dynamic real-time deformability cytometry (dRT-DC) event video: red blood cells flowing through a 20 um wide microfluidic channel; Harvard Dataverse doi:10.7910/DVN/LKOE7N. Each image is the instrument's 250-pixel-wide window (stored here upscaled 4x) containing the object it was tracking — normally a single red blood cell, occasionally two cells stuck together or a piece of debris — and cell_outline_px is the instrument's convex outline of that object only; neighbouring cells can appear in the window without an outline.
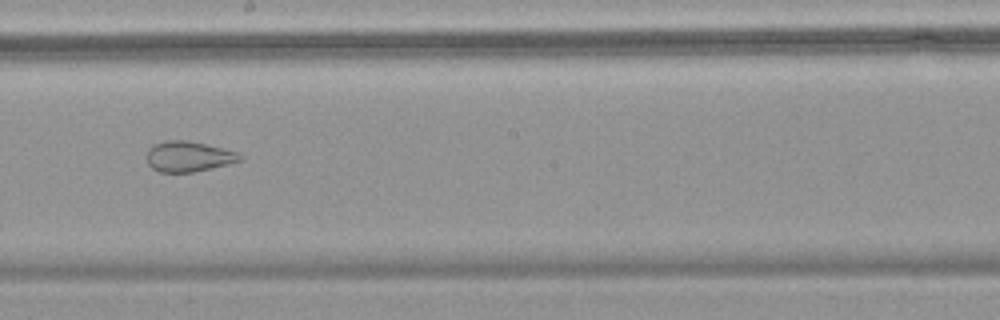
{"species": "common noctule bat (a hibernating species)", "species_latin": "Nyctalus noctula", "temperature_condition": "warm", "stored_images_in_passage": 69, "camera_frame_rate_fps": 3000, "um_per_image_px": 0.085, "animal": {"sex": "female", "body_mass_g": 18.4}, "frame": {"image": 1, "passage_image": 40, "time_ms": 13.0, "image_size_px": [1000, 320], "cell_outline_px": [[244, 160], [228, 164], [192, 172], [160, 172], [152, 168], [148, 164], [148, 148], [152, 144], [164, 140], [184, 140], [204, 144], [236, 152], [244, 156]], "centroid_in_image_um": [16.01, 13.3], "position_along_channel_um": 232.2, "area_um2": 16.42}}
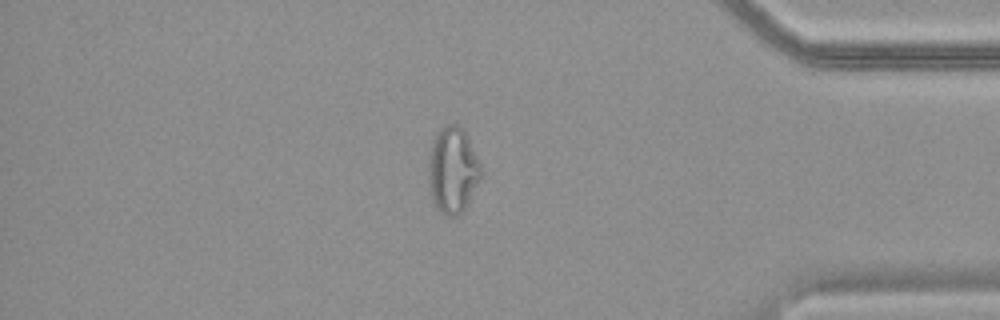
{"frame": {"image": 2, "passage_image": 59, "time_ms": 19.333, "image_size_px": [1000, 320], "cell_outline_px": [[480, 176], [464, 208], [456, 216], [448, 216], [440, 212], [436, 208], [428, 184], [428, 160], [432, 140], [436, 132], [440, 128], [448, 124], [456, 124], [464, 132], [480, 164]], "centroid_in_image_um": [38.41, 14.44], "position_along_channel_um": 396.8, "area_um2": 25.72}}
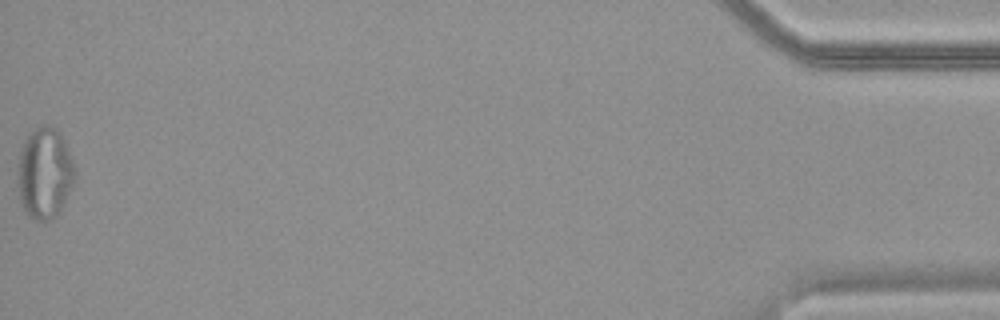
{"frame": {"image": 3, "passage_image": 69, "time_ms": 22.667, "image_size_px": [1000, 320], "cell_outline_px": [[76, 180], [60, 208], [48, 220], [36, 220], [28, 216], [20, 200], [20, 152], [24, 140], [40, 124], [48, 124], [60, 132], [64, 140], [76, 168]], "centroid_in_image_um": [3.84, 14.67], "position_along_channel_um": 431.4, "area_um2": 29.65}}